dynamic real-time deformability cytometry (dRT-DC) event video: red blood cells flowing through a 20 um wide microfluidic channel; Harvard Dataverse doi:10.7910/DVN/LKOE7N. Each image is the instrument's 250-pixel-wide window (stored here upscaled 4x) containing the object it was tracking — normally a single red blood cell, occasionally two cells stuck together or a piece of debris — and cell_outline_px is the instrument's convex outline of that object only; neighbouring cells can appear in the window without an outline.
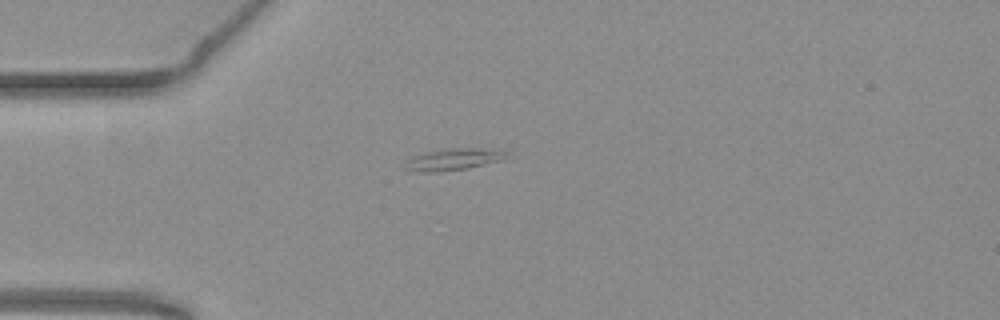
{"species": "common noctule bat (a hibernating species)", "species_latin": "Nyctalus noctula", "temperature_condition": "warm", "stored_images_in_passage": 41, "camera_frame_rate_fps": 3000, "um_per_image_px": 0.085, "animal": {"sex": "female", "body_mass_g": 19.3, "forearm_length_mm": 54.1}, "frame": {"image": 1, "passage_image": 1, "time_ms": 0.0, "image_size_px": [1000, 320], "cell_outline_px": [[512, 152], [508, 160], [468, 168], [428, 172], [420, 172], [404, 168], [408, 160], [416, 156], [428, 152], [452, 148], [476, 148]], "centroid_in_image_um": [38.71, 13.54], "position_along_channel_um": 46.3, "area_um2": 12.72}}
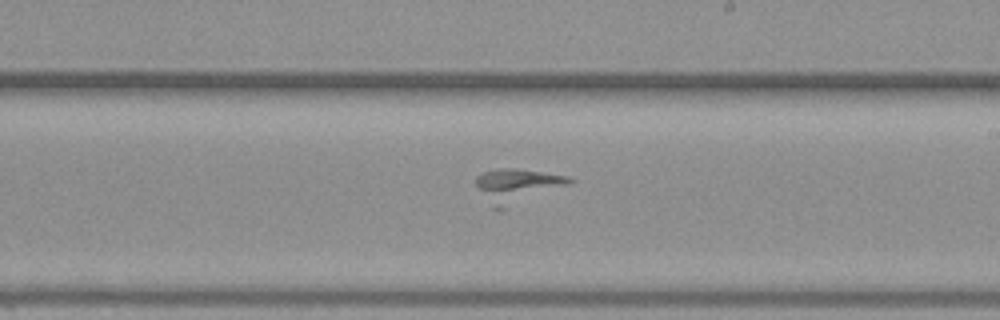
{"frame": {"image": 2, "passage_image": 18, "time_ms": 5.667, "image_size_px": [1000, 320], "cell_outline_px": [[572, 184], [504, 208], [492, 208], [476, 184], [476, 176], [484, 172], [496, 168], [512, 168], [544, 172], [568, 176], [572, 180]], "centroid_in_image_um": [43.97, 15.76], "position_along_channel_um": 245.0, "area_um2": 18.15}}
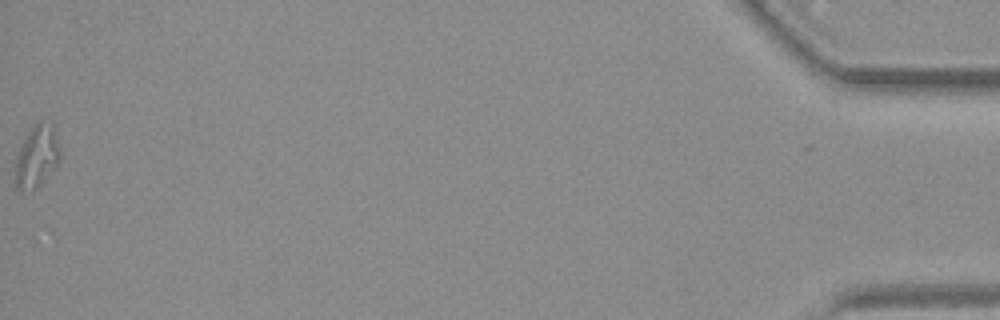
{"frame": {"image": 3, "passage_image": 41, "time_ms": 13.333, "image_size_px": [1000, 320], "cell_outline_px": [[60, 160], [40, 184], [36, 188], [16, 188], [16, 160], [20, 148], [28, 132], [40, 120], [52, 124], [56, 132], [60, 148]], "centroid_in_image_um": [3.17, 13.24], "position_along_channel_um": 432.0, "area_um2": 15.61}}